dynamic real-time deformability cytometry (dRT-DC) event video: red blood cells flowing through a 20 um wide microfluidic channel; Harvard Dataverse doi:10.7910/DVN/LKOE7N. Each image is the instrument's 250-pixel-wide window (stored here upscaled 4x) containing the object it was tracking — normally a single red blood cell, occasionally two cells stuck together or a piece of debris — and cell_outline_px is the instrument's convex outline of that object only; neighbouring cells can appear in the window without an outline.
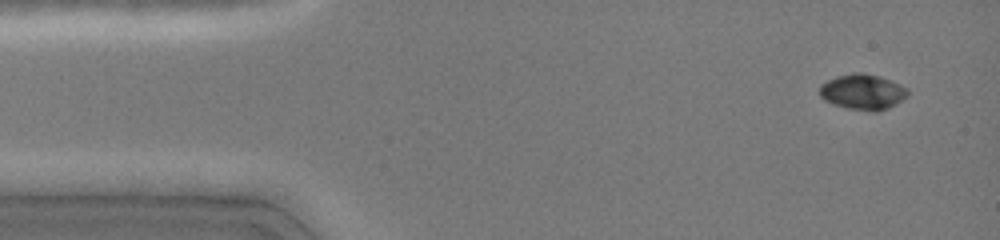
{"species": "common noctule bat (a hibernating species)", "species_latin": "Nyctalus noctula", "temperature_condition": "cold", "stored_images_in_passage": 19, "camera_frame_rate_fps": 3000, "um_per_image_px": 0.085, "animal": {"sex": "female", "body_mass_g": 19.0, "forearm_length_mm": 51.5}, "frame": {"image": 1, "passage_image": 4, "time_ms": 0.667, "image_size_px": [1000, 240], "cell_outline_px": [[908, 96], [896, 104], [888, 108], [876, 112], [872, 112], [848, 108], [824, 100], [820, 96], [820, 84], [836, 76], [852, 72], [864, 72], [880, 76], [900, 84], [908, 88]], "centroid_in_image_um": [73.35, 7.8], "position_along_channel_um": 11.6, "area_um2": 18.38}}